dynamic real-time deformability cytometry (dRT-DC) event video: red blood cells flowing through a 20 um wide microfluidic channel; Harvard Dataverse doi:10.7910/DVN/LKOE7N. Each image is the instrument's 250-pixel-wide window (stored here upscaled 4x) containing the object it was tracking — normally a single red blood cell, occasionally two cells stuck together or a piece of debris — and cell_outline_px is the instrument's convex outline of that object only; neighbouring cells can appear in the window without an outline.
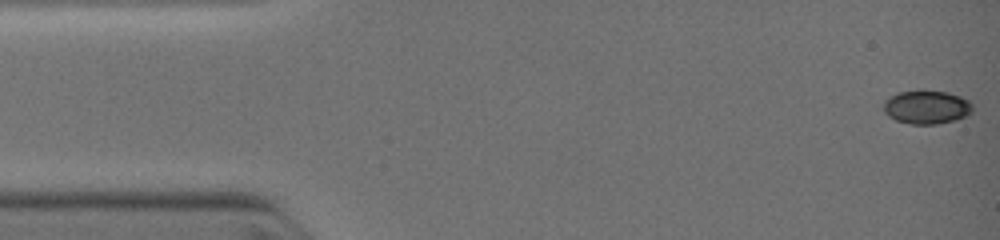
{"species": "common noctule bat (a hibernating species)", "species_latin": "Nyctalus noctula", "temperature_condition": "warm", "stored_images_in_passage": 46, "camera_frame_rate_fps": 3000, "um_per_image_px": 0.085, "animal": {"sex": "female", "body_mass_g": 19.0, "forearm_length_mm": 51.5}, "frame": {"image": 1, "passage_image": 1, "time_ms": 0.0, "image_size_px": [1000, 240], "cell_outline_px": [[972, 112], [968, 116], [936, 124], [912, 124], [896, 120], [888, 116], [884, 112], [884, 100], [900, 92], [920, 88], [948, 92], [960, 96], [968, 100], [972, 104]], "centroid_in_image_um": [78.77, 9.07], "position_along_channel_um": 6.2, "area_um2": 17.69}}
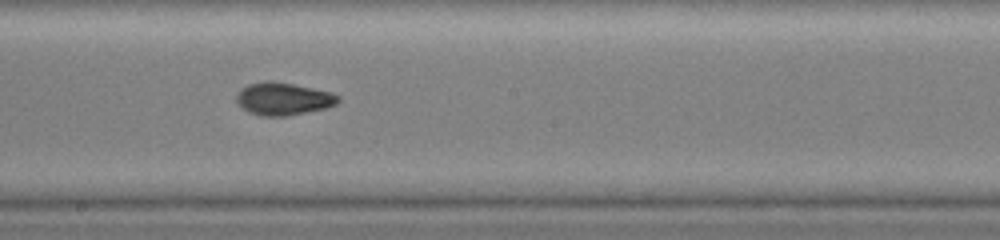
{"frame": {"image": 2, "passage_image": 25, "time_ms": 6.667, "image_size_px": [1000, 240], "cell_outline_px": [[340, 100], [336, 104], [328, 108], [288, 116], [260, 116], [248, 112], [236, 100], [236, 96], [248, 84], [264, 80], [272, 80], [332, 92], [340, 96]], "centroid_in_image_um": [24.12, 8.4], "position_along_channel_um": 224.1, "area_um2": 19.36}}
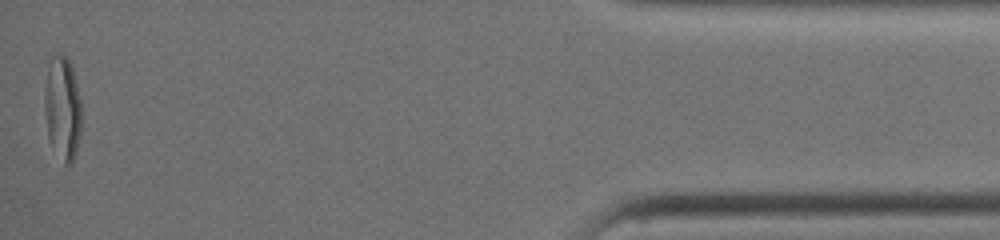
{"frame": {"image": 3, "passage_image": 46, "time_ms": 12.333, "image_size_px": [1000, 240], "cell_outline_px": [[80, 132], [76, 152], [72, 164], [64, 164], [48, 136], [44, 104], [44, 88], [48, 68], [52, 56], [56, 52], [64, 52], [72, 68], [80, 100]], "centroid_in_image_um": [5.3, 9.14], "position_along_channel_um": 429.9, "area_um2": 22.02}}